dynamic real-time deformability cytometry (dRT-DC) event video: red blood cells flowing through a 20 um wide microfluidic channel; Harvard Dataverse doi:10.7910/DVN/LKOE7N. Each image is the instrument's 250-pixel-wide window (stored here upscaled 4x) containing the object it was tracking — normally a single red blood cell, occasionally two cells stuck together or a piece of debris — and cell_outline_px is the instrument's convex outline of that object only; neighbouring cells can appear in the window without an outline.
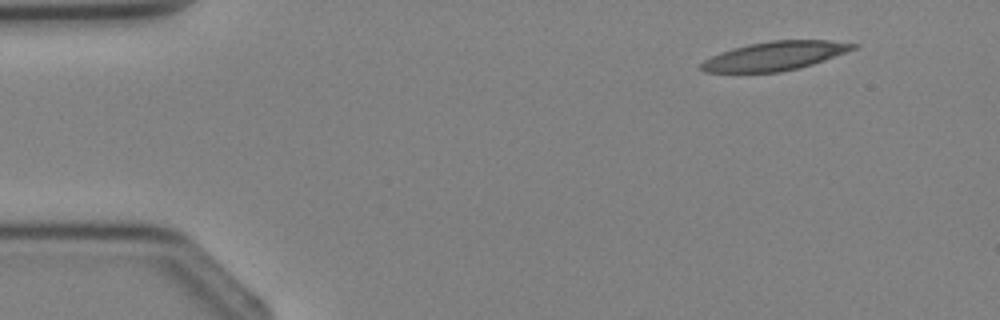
{"species": "Egyptian fruit bat (a non-hibernating species)", "species_latin": "Rousettus aegyptiacus", "temperature_condition": "cold", "stored_images_in_passage": 4, "camera_frame_rate_fps": 3000, "um_per_image_px": 0.085, "animal": {"sex": "female"}, "frame": {"image": 1, "passage_image": 1, "time_ms": 0.0, "image_size_px": [1000, 320], "cell_outline_px": [[860, 44], [856, 48], [824, 60], [800, 68], [780, 72], [704, 72], [700, 68], [700, 64], [704, 60], [712, 56], [732, 48], [748, 44], [772, 40], [828, 40]], "centroid_in_image_um": [65.86, 4.75], "position_along_channel_um": 19.1, "area_um2": 25.43}}
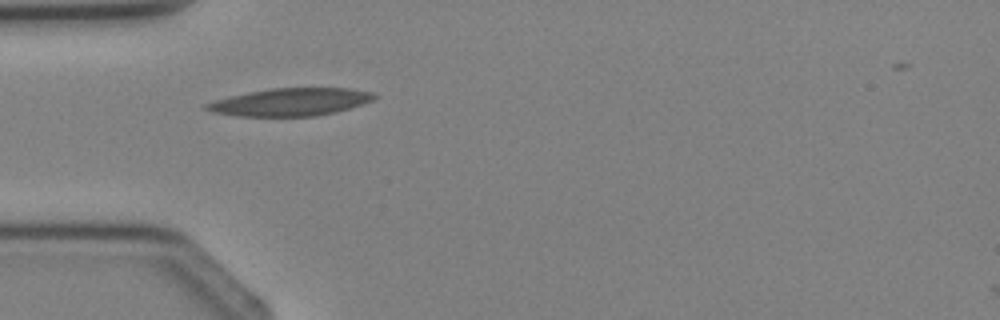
{"frame": {"image": 2, "passage_image": 3, "time_ms": 2.333, "image_size_px": [1000, 320], "cell_outline_px": [[376, 96], [372, 100], [336, 112], [316, 116], [236, 116], [212, 112], [204, 108], [204, 104], [216, 100], [248, 92], [272, 88], [348, 88], [372, 92]], "centroid_in_image_um": [24.66, 8.67], "position_along_channel_um": 60.3, "area_um2": 26.76}}
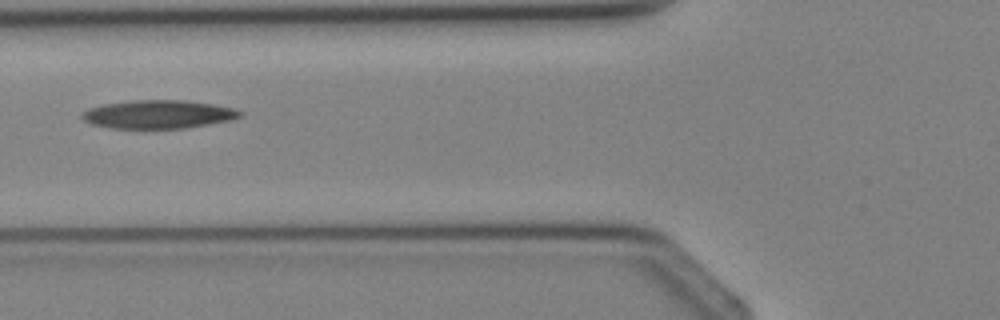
{"frame": {"image": 3, "passage_image": 4, "time_ms": 3.333, "image_size_px": [1000, 320], "cell_outline_px": [[244, 112], [240, 116], [228, 120], [208, 124], [184, 128], [112, 128], [92, 124], [84, 120], [80, 116], [80, 112], [88, 108], [104, 104], [132, 100], [184, 100], [212, 104], [236, 108]], "centroid_in_image_um": [13.42, 9.71], "position_along_channel_um": 112.4, "area_um2": 26.07}}